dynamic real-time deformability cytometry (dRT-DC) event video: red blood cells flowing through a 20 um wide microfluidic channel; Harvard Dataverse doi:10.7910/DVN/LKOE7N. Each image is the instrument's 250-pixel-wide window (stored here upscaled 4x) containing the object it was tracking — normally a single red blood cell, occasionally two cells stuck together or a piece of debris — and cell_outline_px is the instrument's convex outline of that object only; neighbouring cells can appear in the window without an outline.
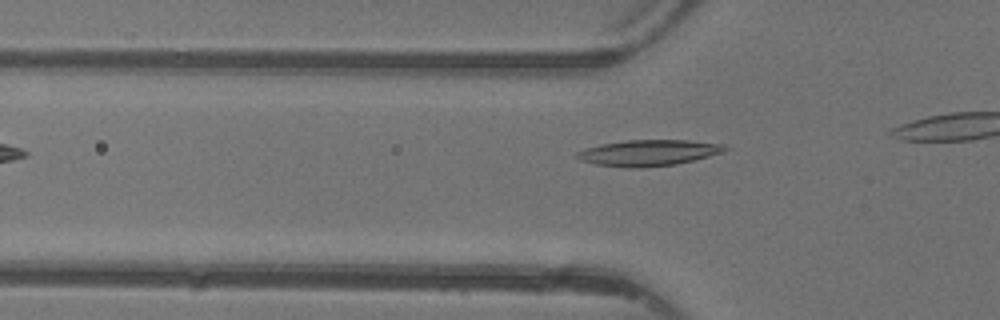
{"species": "common noctule bat (a hibernating species)", "species_latin": "Nyctalus noctula", "temperature_condition": "warm", "stored_images_in_passage": 7, "camera_frame_rate_fps": 3000, "um_per_image_px": 0.085, "animal": {"sex": "female"}, "frame": {"image": 1, "passage_image": 2, "time_ms": 0.333, "image_size_px": [1000, 320], "cell_outline_px": [[732, 148], [724, 152], [676, 164], [636, 168], [628, 168], [596, 164], [580, 160], [576, 156], [576, 152], [584, 148], [600, 144], [628, 140], [688, 140], [724, 144]], "centroid_in_image_um": [55.14, 12.98], "position_along_channel_um": 70.7, "area_um2": 22.48}}
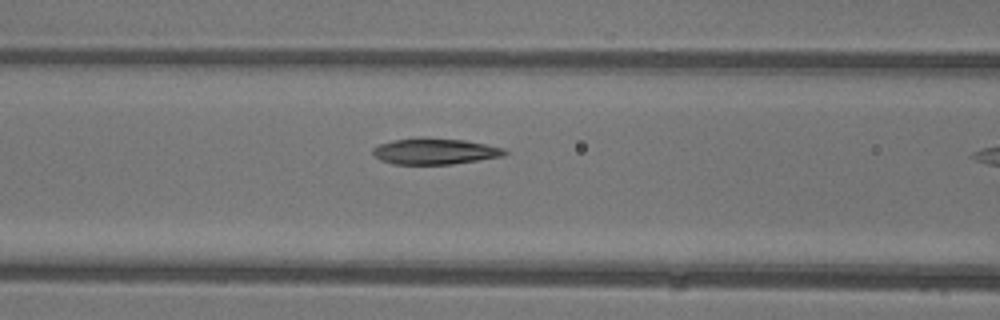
{"frame": {"image": 2, "passage_image": 6, "time_ms": 1.667, "image_size_px": [1000, 320], "cell_outline_px": [[508, 152], [504, 156], [452, 164], [392, 164], [380, 160], [372, 152], [372, 148], [376, 144], [392, 140], [420, 136], [428, 136], [464, 140], [504, 148]], "centroid_in_image_um": [36.91, 12.84], "position_along_channel_um": 129.7, "area_um2": 20.46}}